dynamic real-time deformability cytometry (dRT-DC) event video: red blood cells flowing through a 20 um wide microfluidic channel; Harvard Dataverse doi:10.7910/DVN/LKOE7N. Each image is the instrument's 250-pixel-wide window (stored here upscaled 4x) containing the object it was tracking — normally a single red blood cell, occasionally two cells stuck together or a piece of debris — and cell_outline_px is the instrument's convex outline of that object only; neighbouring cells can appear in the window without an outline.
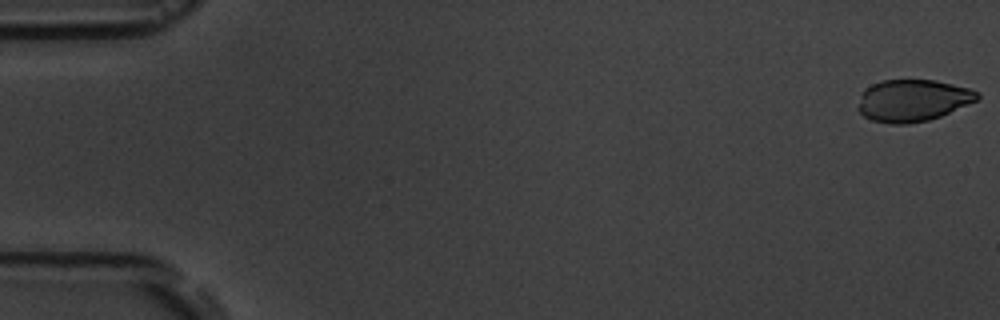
{"species": "common noctule bat (a hibernating species)", "species_latin": "Nyctalus noctula", "temperature_condition": "room temperature", "stored_images_in_passage": 5, "camera_frame_rate_fps": 3000, "um_per_image_px": 0.085, "animal": {"sex": "male", "body_mass_g": 19.5, "forearm_length_mm": 54.6}, "frame": {"image": 1, "passage_image": 1, "time_ms": 0.0, "image_size_px": [1000, 320], "cell_outline_px": [[980, 96], [976, 100], [940, 116], [928, 120], [908, 124], [892, 124], [872, 120], [864, 116], [856, 108], [860, 96], [864, 88], [880, 80], [936, 80], [968, 88], [980, 92]], "centroid_in_image_um": [77.54, 8.53], "position_along_channel_um": 7.5, "area_um2": 29.13}}